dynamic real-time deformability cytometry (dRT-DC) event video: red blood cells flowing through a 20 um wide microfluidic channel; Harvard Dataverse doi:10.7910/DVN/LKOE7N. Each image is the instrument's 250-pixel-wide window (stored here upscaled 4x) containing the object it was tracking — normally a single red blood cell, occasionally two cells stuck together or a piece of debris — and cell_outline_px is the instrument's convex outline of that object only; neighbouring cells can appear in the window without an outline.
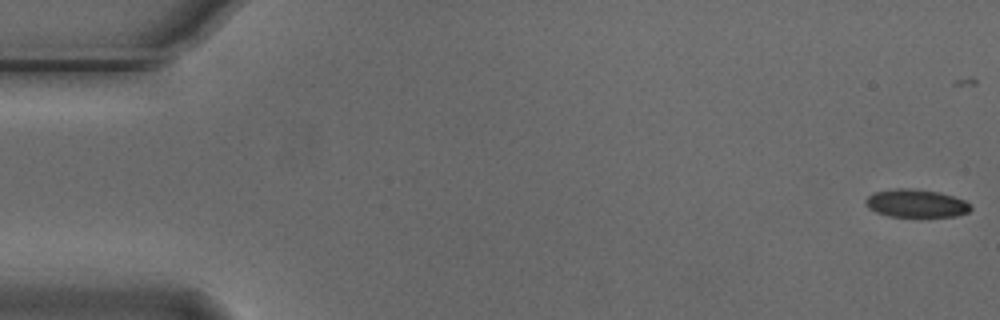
{"species": "Egyptian fruit bat (a non-hibernating species)", "species_latin": "Rousettus aegyptiacus", "temperature_condition": "cold", "stored_images_in_passage": 5, "camera_frame_rate_fps": 3000, "um_per_image_px": 0.085, "animal": {"sex": "male"}, "frame": {"image": 1, "passage_image": 1, "time_ms": 0.0, "image_size_px": [1000, 320], "cell_outline_px": [[972, 208], [968, 212], [956, 216], [888, 216], [876, 212], [868, 208], [864, 204], [864, 200], [872, 192], [896, 188], [912, 188], [940, 192], [964, 200]], "centroid_in_image_um": [77.81, 17.27], "position_along_channel_um": 7.2, "area_um2": 17.17}}
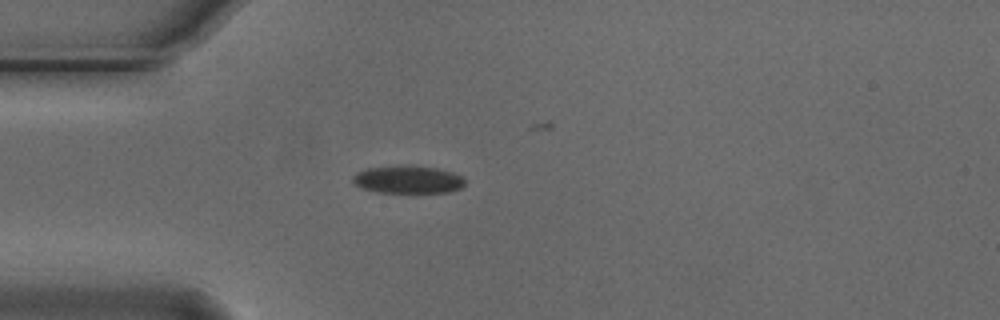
{"frame": {"image": 2, "passage_image": 5, "time_ms": 1.333, "image_size_px": [1000, 320], "cell_outline_px": [[464, 184], [460, 188], [448, 192], [376, 192], [360, 188], [352, 180], [352, 176], [356, 172], [368, 168], [436, 168], [452, 172], [460, 176], [464, 180]], "centroid_in_image_um": [34.64, 15.31], "position_along_channel_um": 50.4, "area_um2": 17.17}}